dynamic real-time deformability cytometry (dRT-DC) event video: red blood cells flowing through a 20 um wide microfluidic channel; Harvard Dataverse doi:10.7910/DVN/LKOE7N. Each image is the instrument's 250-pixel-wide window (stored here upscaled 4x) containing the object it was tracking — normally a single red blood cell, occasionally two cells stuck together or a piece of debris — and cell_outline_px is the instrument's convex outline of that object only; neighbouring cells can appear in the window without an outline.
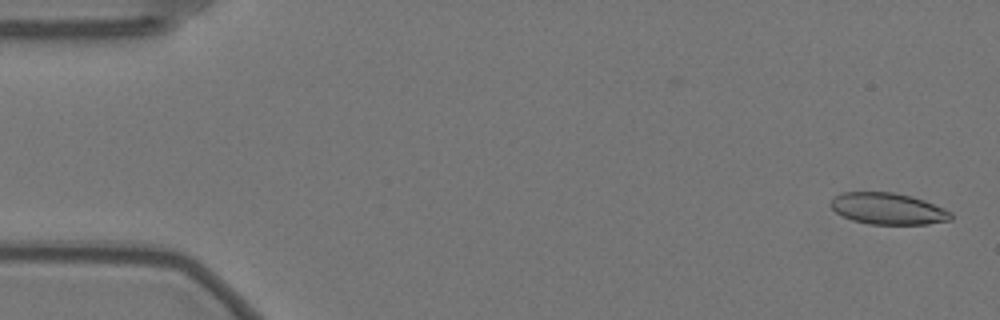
{"species": "Egyptian fruit bat (a non-hibernating species)", "species_latin": "Rousettus aegyptiacus", "temperature_condition": "warm", "stored_images_in_passage": 57, "camera_frame_rate_fps": 3000, "um_per_image_px": 0.085, "animal": {"sex": "female"}, "frame": {"image": 1, "passage_image": 2, "time_ms": 0.333, "image_size_px": [1000, 320], "cell_outline_px": [[952, 220], [928, 224], [868, 224], [852, 220], [836, 212], [828, 204], [840, 192], [892, 192], [912, 196], [924, 200], [944, 208], [952, 212]], "centroid_in_image_um": [75.49, 17.74], "position_along_channel_um": 9.5, "area_um2": 22.14}}
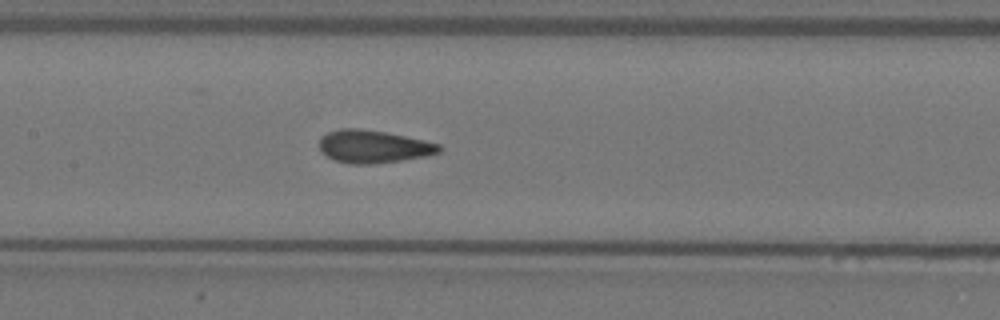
{"frame": {"image": 2, "passage_image": 27, "time_ms": 8.667, "image_size_px": [1000, 320], "cell_outline_px": [[444, 148], [440, 152], [424, 156], [400, 160], [372, 164], [348, 164], [336, 160], [320, 152], [320, 140], [328, 132], [340, 128], [356, 128], [384, 132], [424, 140], [440, 144]], "centroid_in_image_um": [31.75, 12.46], "position_along_channel_um": 175.7, "area_um2": 22.66}}
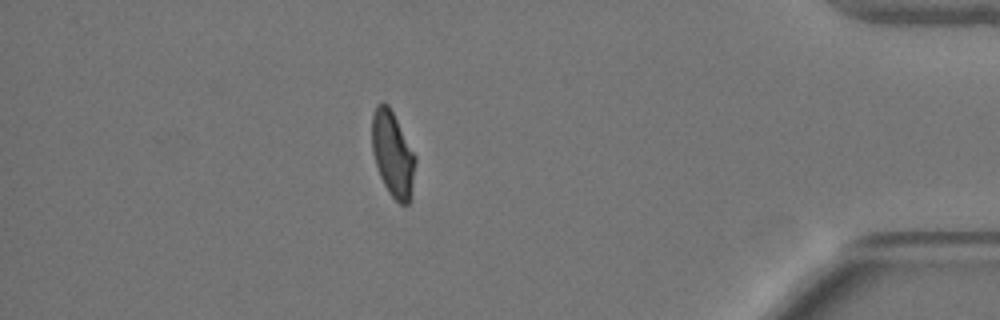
{"frame": {"image": 3, "passage_image": 50, "time_ms": 16.333, "image_size_px": [1000, 320], "cell_outline_px": [[416, 160], [408, 204], [400, 204], [388, 192], [380, 176], [372, 152], [372, 116], [376, 104], [388, 104], [416, 156]], "centroid_in_image_um": [33.36, 13.08], "position_along_channel_um": 401.8, "area_um2": 21.1}, "authors_computed_cell_mechanics": {"area_um2": 22.7154, "velocity_mm_per_s": 3.5284, "shape_relaxation_time_tau1_ms": null, "shape_relaxation_time_tau2_ms": 1.1072, "deformation_change_tau1": null, "deformation_change_tau2": 0.0572}}